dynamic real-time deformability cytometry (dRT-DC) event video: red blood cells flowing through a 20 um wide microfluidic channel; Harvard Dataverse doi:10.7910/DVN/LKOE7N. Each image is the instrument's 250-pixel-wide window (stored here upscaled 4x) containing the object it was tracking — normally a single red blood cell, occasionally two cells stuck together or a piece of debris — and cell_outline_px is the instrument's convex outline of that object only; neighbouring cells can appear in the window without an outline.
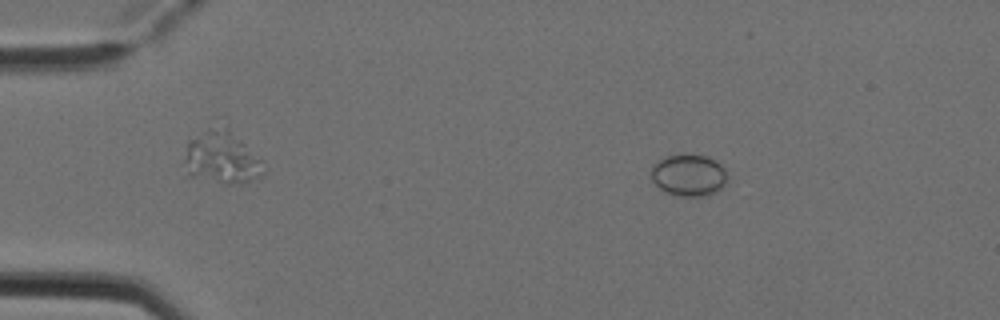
{"species": "Egyptian fruit bat (a non-hibernating species)", "species_latin": "Rousettus aegyptiacus", "temperature_condition": "cold", "stored_images_in_passage": 5, "camera_frame_rate_fps": 3000, "um_per_image_px": 0.085, "animal": {"sex": "female"}, "frame": {"image": 1, "passage_image": 2, "time_ms": 0.333, "image_size_px": [1000, 320], "cell_outline_px": [[728, 180], [716, 192], [708, 196], [676, 196], [660, 188], [652, 180], [652, 168], [660, 160], [668, 156], [704, 156], [716, 160], [724, 168], [728, 176]], "centroid_in_image_um": [58.6, 14.93], "position_along_channel_um": 26.4, "area_um2": 18.15}}